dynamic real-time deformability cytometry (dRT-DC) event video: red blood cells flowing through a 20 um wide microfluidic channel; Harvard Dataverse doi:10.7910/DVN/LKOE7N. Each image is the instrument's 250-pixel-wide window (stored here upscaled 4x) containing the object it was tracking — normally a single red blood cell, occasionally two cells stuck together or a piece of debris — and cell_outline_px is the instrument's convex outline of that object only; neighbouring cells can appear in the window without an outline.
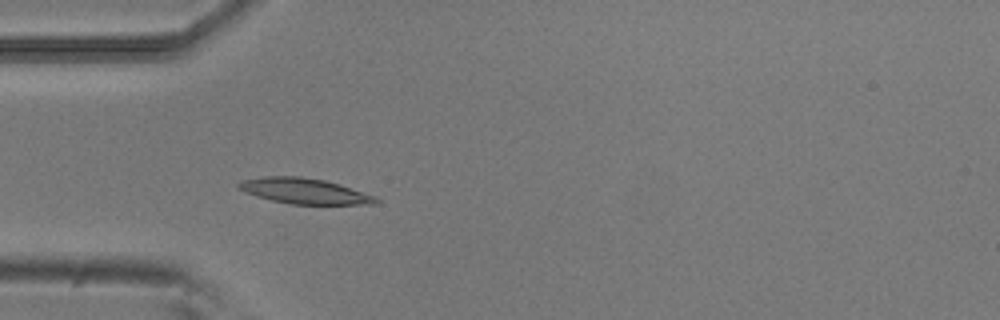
{"species": "common noctule bat (a hibernating species)", "species_latin": "Nyctalus noctula", "temperature_condition": "room temperature", "stored_images_in_passage": 53, "camera_frame_rate_fps": 3000, "um_per_image_px": 0.085, "animal": {"sex": "male", "body_mass_g": 20.5, "forearm_length_mm": 52.5}, "frame": {"image": 1, "passage_image": 16, "time_ms": 5.0, "image_size_px": [1000, 320], "cell_outline_px": [[380, 200], [376, 204], [292, 204], [272, 200], [256, 196], [244, 192], [236, 188], [236, 184], [240, 180], [264, 176], [300, 176], [324, 180], [340, 184], [376, 196]], "centroid_in_image_um": [25.84, 16.23], "position_along_channel_um": 59.2, "area_um2": 20.58}}
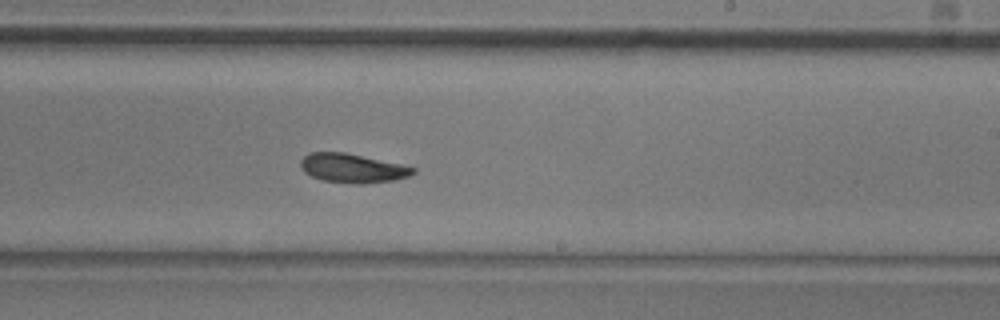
{"frame": {"image": 2, "passage_image": 32, "time_ms": 10.333, "image_size_px": [1000, 320], "cell_outline_px": [[416, 172], [408, 176], [392, 180], [364, 184], [352, 184], [324, 180], [312, 176], [304, 172], [300, 168], [300, 160], [308, 152], [344, 152], [400, 164], [416, 168]], "centroid_in_image_um": [29.92, 14.29], "position_along_channel_um": 259.1, "area_um2": 18.96}}
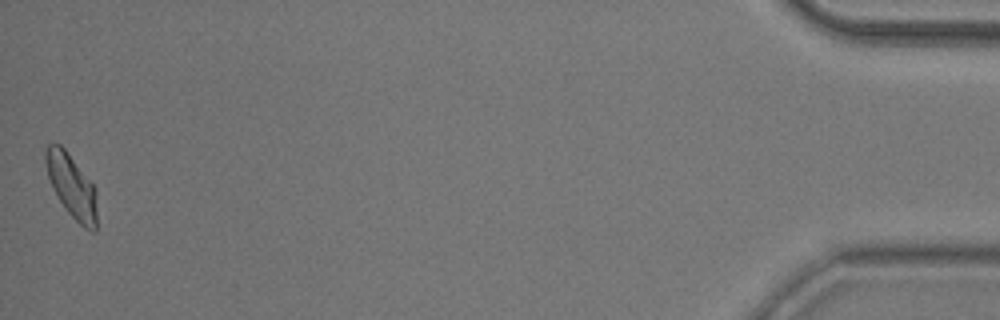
{"frame": {"image": 3, "passage_image": 53, "time_ms": 17.333, "image_size_px": [1000, 320], "cell_outline_px": [[96, 232], [92, 232], [84, 228], [68, 212], [52, 188], [48, 176], [44, 160], [44, 156], [48, 144], [60, 144], [64, 148], [96, 188]], "centroid_in_image_um": [6.09, 15.82], "position_along_channel_um": 429.1, "area_um2": 18.79}, "authors_computed_cell_mechanics": {"area_um2": 19.1896, "velocity_mm_per_s": 3.7881, "shape_relaxation_time_tau1_ms": 4.7424, "shape_relaxation_time_tau2_ms": null, "deformation_change_tau1": 0.1364, "deformation_change_tau2": null}}